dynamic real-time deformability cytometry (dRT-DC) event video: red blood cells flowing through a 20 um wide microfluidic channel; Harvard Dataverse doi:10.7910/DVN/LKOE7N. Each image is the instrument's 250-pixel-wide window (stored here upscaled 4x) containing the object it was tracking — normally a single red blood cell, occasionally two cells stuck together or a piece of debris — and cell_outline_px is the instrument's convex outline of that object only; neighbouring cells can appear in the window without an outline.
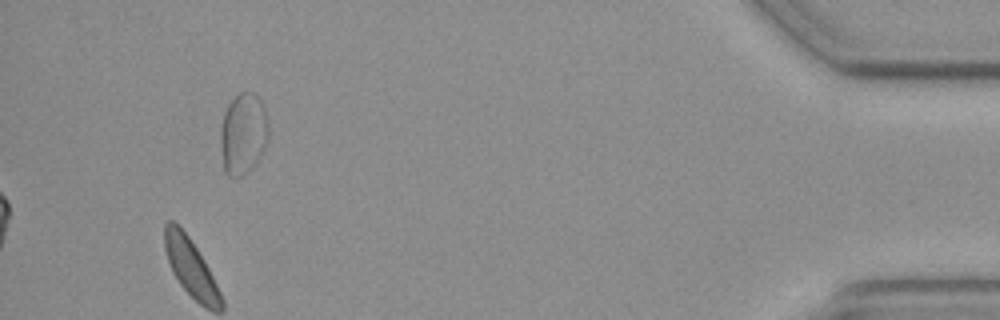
{"species": "common noctule bat (a hibernating species)", "species_latin": "Nyctalus noctula", "temperature_condition": "cold", "stored_images_in_passage": 43, "camera_frame_rate_fps": 3000, "um_per_image_px": 0.085, "animal": {"sex": "female", "body_mass_g": 19.3, "forearm_length_mm": 54.1}, "frame": {"image": 1, "passage_image": 43, "time_ms": 14.0, "image_size_px": [1000, 320], "cell_outline_px": [[268, 136], [264, 148], [256, 160], [240, 176], [232, 180], [224, 172], [220, 140], [220, 132], [224, 112], [228, 104], [240, 92], [256, 92], [260, 96], [264, 108], [268, 124]], "centroid_in_image_um": [20.65, 11.32], "position_along_channel_um": 414.6, "area_um2": 22.6}, "authors_computed_cell_mechanics": {"area_um2": 19.0162, "velocity_mm_per_s": 3.5676, "shape_relaxation_time_tau1_ms": 3.5392, "shape_relaxation_time_tau2_ms": null, "deformation_change_tau1": 0.054, "deformation_change_tau2": null}}